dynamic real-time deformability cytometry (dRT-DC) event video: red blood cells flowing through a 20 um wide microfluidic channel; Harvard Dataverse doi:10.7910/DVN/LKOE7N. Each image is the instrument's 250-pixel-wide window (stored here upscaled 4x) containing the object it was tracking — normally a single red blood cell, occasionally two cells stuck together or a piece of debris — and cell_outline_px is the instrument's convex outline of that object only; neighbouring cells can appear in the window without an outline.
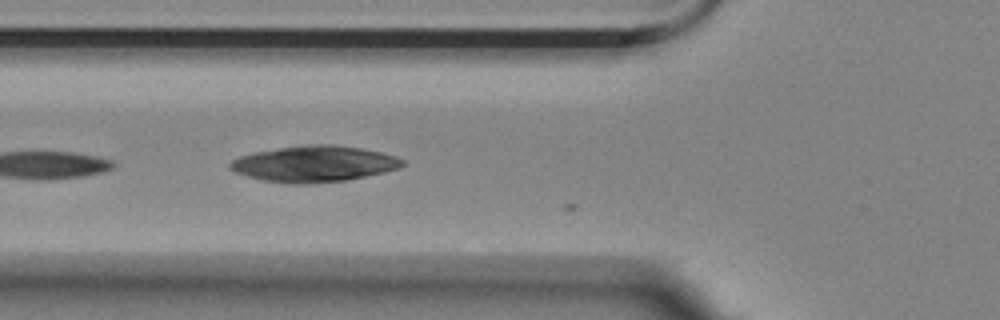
{"species": "Egyptian fruit bat (a non-hibernating species)", "species_latin": "Rousettus aegyptiacus", "temperature_condition": "room temperature", "stored_images_in_passage": 5, "camera_frame_rate_fps": 3000, "um_per_image_px": 0.085, "animal": {"sex": "female"}, "frame": {"image": 1, "passage_image": 3, "time_ms": 0.667, "image_size_px": [1000, 320], "cell_outline_px": [[404, 164], [400, 168], [384, 172], [348, 180], [312, 184], [292, 184], [264, 180], [248, 176], [236, 172], [228, 168], [228, 164], [232, 160], [240, 156], [252, 152], [304, 144], [332, 144], [360, 148], [380, 152], [396, 156], [404, 160]], "centroid_in_image_um": [26.7, 13.92], "position_along_channel_um": 99.1, "area_um2": 36.41}}